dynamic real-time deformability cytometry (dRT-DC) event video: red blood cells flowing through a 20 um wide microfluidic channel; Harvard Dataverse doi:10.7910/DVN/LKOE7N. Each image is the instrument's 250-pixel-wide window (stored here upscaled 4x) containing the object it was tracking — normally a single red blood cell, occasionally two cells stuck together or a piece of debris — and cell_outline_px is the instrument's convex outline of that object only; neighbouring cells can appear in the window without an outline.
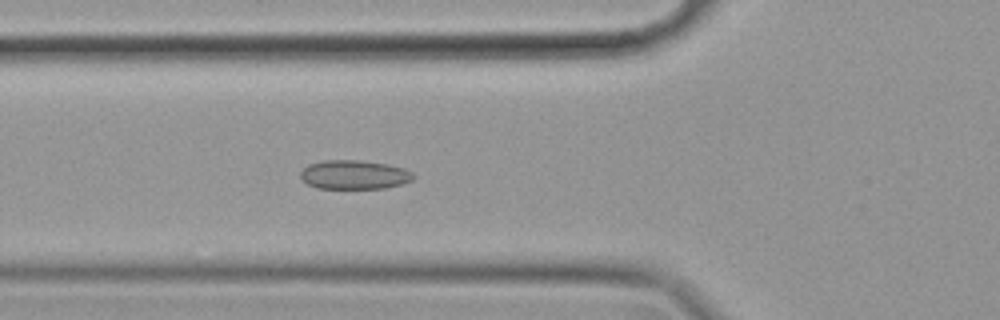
{"species": "common noctule bat (a hibernating species)", "species_latin": "Nyctalus noctula", "temperature_condition": "cold", "stored_images_in_passage": 57, "camera_frame_rate_fps": 3000, "um_per_image_px": 0.085, "animal": {"sex": "female", "body_mass_g": 19.9}, "frame": {"image": 1, "passage_image": 20, "time_ms": 6.333, "image_size_px": [1000, 320], "cell_outline_px": [[416, 176], [412, 180], [404, 184], [384, 188], [316, 188], [300, 180], [300, 172], [308, 164], [324, 160], [356, 160], [388, 164], [404, 168], [412, 172]], "centroid_in_image_um": [30.11, 14.85], "position_along_channel_um": 95.7, "area_um2": 19.25}}
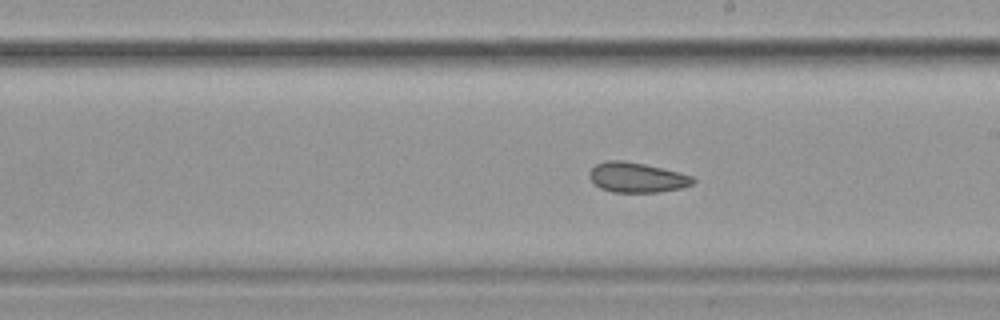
{"frame": {"image": 2, "passage_image": 32, "time_ms": 10.333, "image_size_px": [1000, 320], "cell_outline_px": [[696, 180], [692, 184], [680, 188], [660, 192], [612, 192], [600, 188], [588, 176], [588, 172], [596, 164], [608, 160], [624, 160], [644, 164], [680, 172], [692, 176]], "centroid_in_image_um": [54.12, 15.08], "position_along_channel_um": 234.9, "area_um2": 18.09}}
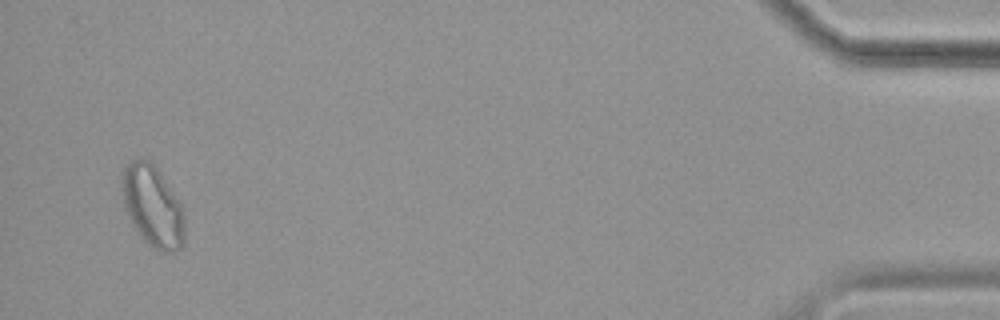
{"frame": {"image": 3, "passage_image": 55, "time_ms": 18.0, "image_size_px": [1000, 320], "cell_outline_px": [[184, 244], [176, 252], [160, 252], [152, 248], [140, 236], [132, 224], [128, 216], [124, 204], [120, 180], [124, 168], [132, 160], [148, 160], [152, 164], [180, 200], [184, 208]], "centroid_in_image_um": [12.99, 17.58], "position_along_channel_um": 422.2, "area_um2": 29.77}, "authors_computed_cell_mechanics": {"area_um2": 20.9236, "velocity_mm_per_s": 3.4829, "shape_relaxation_time_tau1_ms": null, "shape_relaxation_time_tau2_ms": 3.0976, "deformation_change_tau1": null, "deformation_change_tau2": 0.0699}}